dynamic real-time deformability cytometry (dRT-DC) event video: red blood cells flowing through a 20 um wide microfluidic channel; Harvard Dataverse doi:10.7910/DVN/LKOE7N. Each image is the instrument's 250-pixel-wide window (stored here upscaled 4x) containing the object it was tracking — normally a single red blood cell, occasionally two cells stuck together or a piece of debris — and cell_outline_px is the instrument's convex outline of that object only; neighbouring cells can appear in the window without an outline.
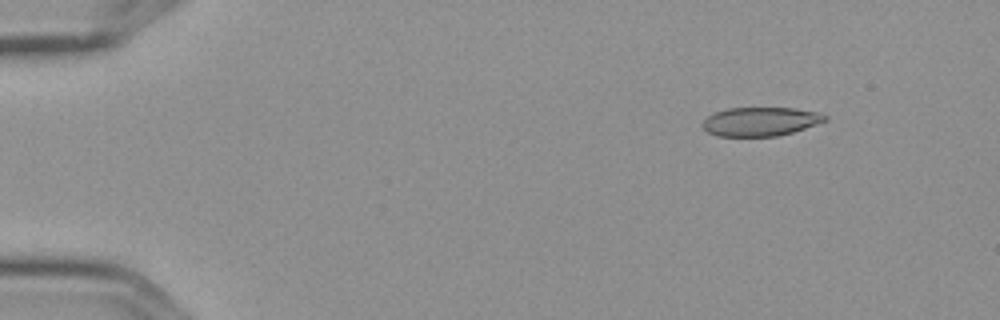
{"species": "Egyptian fruit bat (a non-hibernating species)", "species_latin": "Rousettus aegyptiacus", "temperature_condition": "cold", "stored_images_in_passage": 5, "camera_frame_rate_fps": 3000, "um_per_image_px": 0.085, "frame": {"image": 1, "passage_image": 2, "time_ms": 0.333, "image_size_px": [1000, 320], "cell_outline_px": [[828, 120], [792, 132], [776, 136], [716, 136], [708, 132], [700, 124], [708, 116], [716, 112], [728, 108], [796, 108], [816, 112], [828, 116]], "centroid_in_image_um": [64.62, 10.33], "position_along_channel_um": 20.4, "area_um2": 20.46}}
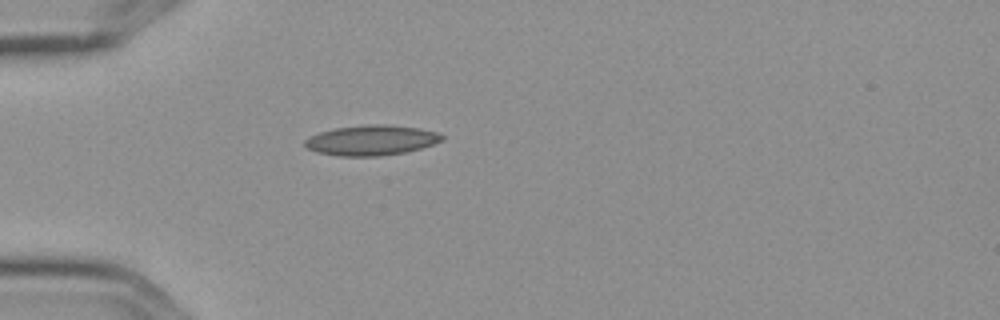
{"frame": {"image": 2, "passage_image": 5, "time_ms": 1.333, "image_size_px": [1000, 320], "cell_outline_px": [[444, 140], [420, 148], [404, 152], [380, 156], [336, 156], [316, 152], [308, 148], [304, 144], [304, 140], [320, 132], [336, 128], [372, 124], [384, 124], [420, 128], [436, 132], [444, 136]], "centroid_in_image_um": [31.57, 11.92], "position_along_channel_um": 53.4, "area_um2": 23.93}}